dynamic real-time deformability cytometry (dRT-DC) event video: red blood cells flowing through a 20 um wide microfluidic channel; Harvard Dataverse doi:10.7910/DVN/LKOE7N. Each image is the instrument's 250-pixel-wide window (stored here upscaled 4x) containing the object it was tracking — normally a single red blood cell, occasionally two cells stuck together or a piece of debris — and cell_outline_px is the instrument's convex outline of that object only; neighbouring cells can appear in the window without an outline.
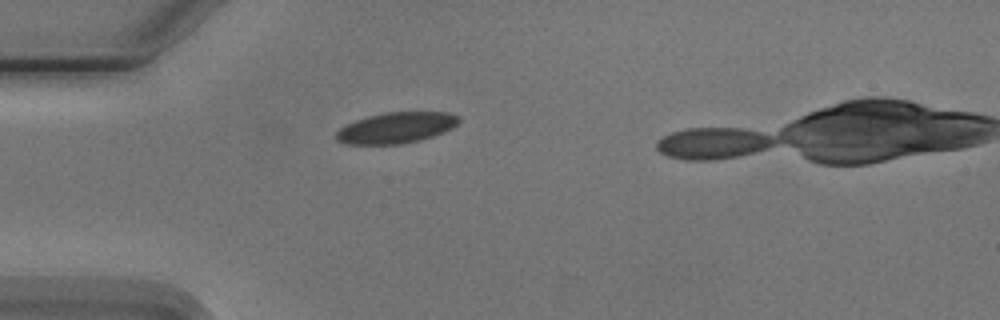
{"species": "Egyptian fruit bat (a non-hibernating species)", "species_latin": "Rousettus aegyptiacus", "temperature_condition": "cold", "stored_images_in_passage": 2, "camera_frame_rate_fps": 3000, "um_per_image_px": 0.085, "animal": {"sex": "male"}, "frame": {"image": 1, "passage_image": 1, "time_ms": 0.0, "image_size_px": [1000, 320], "cell_outline_px": [[460, 120], [452, 128], [444, 132], [420, 140], [400, 144], [344, 144], [336, 140], [336, 132], [340, 128], [356, 120], [368, 116], [384, 112], [448, 112], [456, 116]], "centroid_in_image_um": [33.65, 10.86], "position_along_channel_um": 51.3, "area_um2": 21.96}}